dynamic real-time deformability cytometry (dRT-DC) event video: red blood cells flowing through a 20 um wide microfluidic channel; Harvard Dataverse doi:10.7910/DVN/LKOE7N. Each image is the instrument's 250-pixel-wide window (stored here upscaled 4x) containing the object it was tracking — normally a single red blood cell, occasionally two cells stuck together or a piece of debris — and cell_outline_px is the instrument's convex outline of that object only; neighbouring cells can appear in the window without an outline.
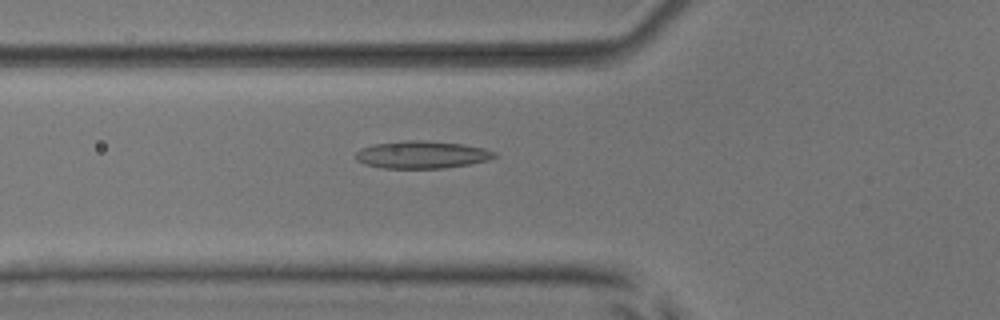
{"species": "common noctule bat (a hibernating species)", "species_latin": "Nyctalus noctula", "temperature_condition": "room temperature", "stored_images_in_passage": 40, "camera_frame_rate_fps": 3000, "um_per_image_px": 0.085, "animal": {"sex": "male", "body_mass_g": 17.9, "forearm_length_mm": 54.2}, "frame": {"image": 1, "passage_image": 11, "time_ms": 3.333, "image_size_px": [1000, 320], "cell_outline_px": [[500, 156], [488, 160], [468, 164], [444, 168], [380, 168], [364, 164], [356, 160], [352, 156], [360, 148], [372, 144], [400, 140], [424, 140], [464, 144], [484, 148], [496, 152]], "centroid_in_image_um": [35.82, 13.14], "position_along_channel_um": 90.0, "area_um2": 22.66}}
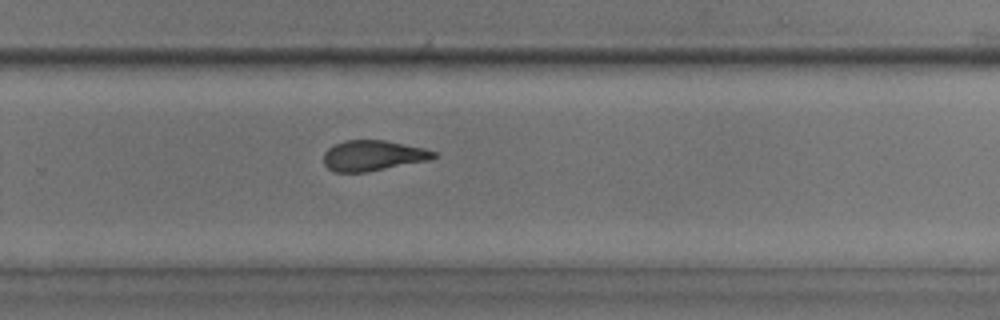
{"frame": {"image": 2, "passage_image": 27, "time_ms": 8.667, "image_size_px": [1000, 320], "cell_outline_px": [[440, 156], [432, 160], [368, 172], [336, 172], [328, 168], [324, 164], [324, 152], [332, 144], [344, 140], [384, 140], [424, 148], [436, 152]], "centroid_in_image_um": [31.73, 13.23], "position_along_channel_um": 298.1, "area_um2": 19.88}}
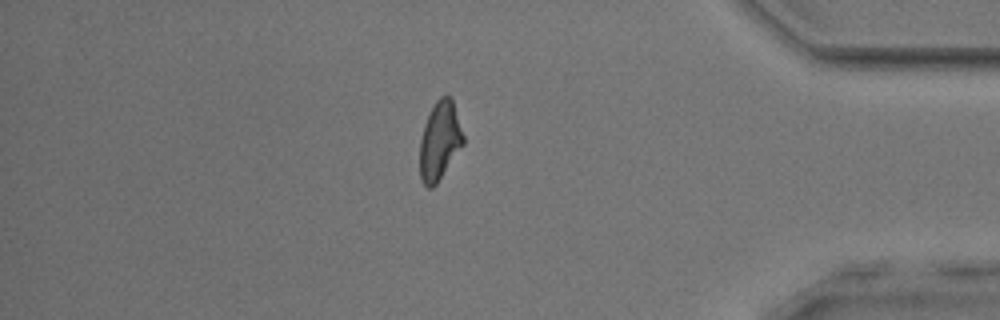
{"frame": {"image": 3, "passage_image": 37, "time_ms": 12.0, "image_size_px": [1000, 320], "cell_outline_px": [[464, 144], [436, 184], [432, 188], [428, 188], [420, 180], [420, 140], [424, 124], [436, 100], [440, 96], [448, 96], [452, 100], [464, 136]], "centroid_in_image_um": [37.37, 11.99], "position_along_channel_um": 397.8, "area_um2": 19.65}, "authors_computed_cell_mechanics": {"area_um2": 20.5768, "velocity_mm_per_s": 3.9135, "shape_relaxation_time_tau1_ms": 8.1851, "shape_relaxation_time_tau2_ms": 1.1599, "deformation_change_tau1": 0.2291, "deformation_change_tau2": 0.0912}}